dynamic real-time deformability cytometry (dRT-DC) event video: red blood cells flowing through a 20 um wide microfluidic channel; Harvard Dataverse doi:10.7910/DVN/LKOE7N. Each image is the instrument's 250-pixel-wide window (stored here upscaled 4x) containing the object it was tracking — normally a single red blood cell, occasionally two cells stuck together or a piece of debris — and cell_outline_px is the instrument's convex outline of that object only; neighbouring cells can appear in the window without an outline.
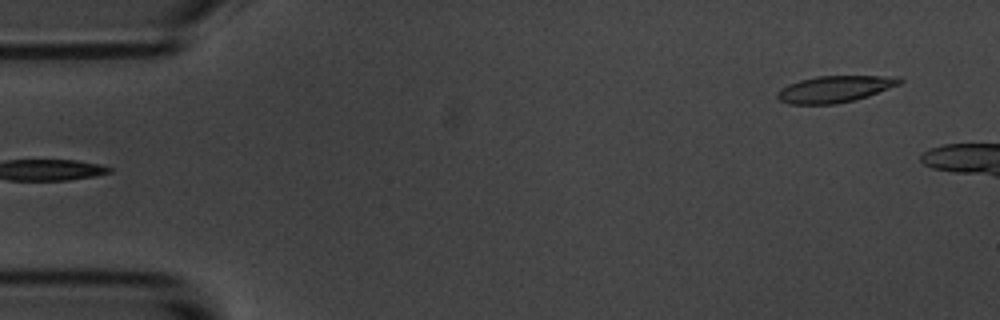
{"species": "common noctule bat (a hibernating species)", "species_latin": "Nyctalus noctula", "temperature_condition": "room temperature", "stored_images_in_passage": 6, "camera_frame_rate_fps": 3000, "um_per_image_px": 0.085, "animal": {"sex": "male", "body_mass_g": 20.1, "forearm_length_mm": 53.5}, "frame": {"image": 1, "passage_image": 6, "time_ms": 5.667, "image_size_px": [1000, 320], "cell_outline_px": [[904, 80], [900, 84], [868, 96], [856, 100], [836, 104], [788, 104], [780, 100], [776, 96], [776, 92], [780, 88], [788, 84], [800, 80], [816, 76], [900, 76]], "centroid_in_image_um": [70.96, 7.57], "position_along_channel_um": 14.0, "area_um2": 19.13}}